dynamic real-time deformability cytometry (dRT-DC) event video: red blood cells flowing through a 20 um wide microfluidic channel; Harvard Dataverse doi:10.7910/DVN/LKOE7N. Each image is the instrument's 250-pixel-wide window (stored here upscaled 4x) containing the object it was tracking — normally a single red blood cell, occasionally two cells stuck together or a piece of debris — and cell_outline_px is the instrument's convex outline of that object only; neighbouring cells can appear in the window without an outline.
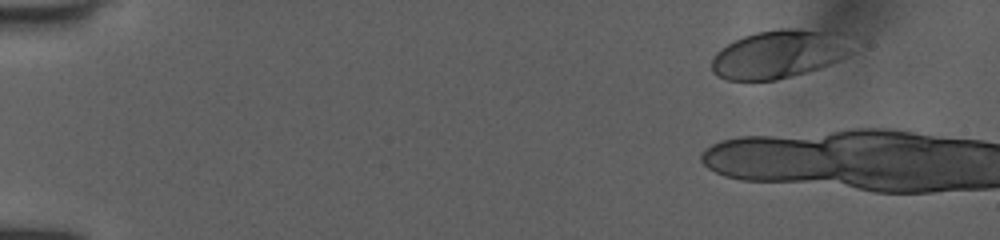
{"species": "human", "species_latin": "Homo sapiens", "temperature_condition": "room temperature", "stored_images_in_passage": 5, "camera_frame_rate_fps": 3000, "um_per_image_px": 0.085, "donor": {"sex": "female"}, "frame": {"image": 1, "passage_image": 1, "time_ms": 0.0, "image_size_px": [1000, 240], "cell_outline_px": [[840, 56], [836, 60], [820, 68], [776, 80], [728, 80], [716, 76], [712, 72], [712, 60], [716, 52], [720, 48], [744, 36], [756, 32], [780, 28], [792, 28], [840, 32]], "centroid_in_image_um": [65.98, 4.61], "position_along_channel_um": 19.0, "area_um2": 37.92}}